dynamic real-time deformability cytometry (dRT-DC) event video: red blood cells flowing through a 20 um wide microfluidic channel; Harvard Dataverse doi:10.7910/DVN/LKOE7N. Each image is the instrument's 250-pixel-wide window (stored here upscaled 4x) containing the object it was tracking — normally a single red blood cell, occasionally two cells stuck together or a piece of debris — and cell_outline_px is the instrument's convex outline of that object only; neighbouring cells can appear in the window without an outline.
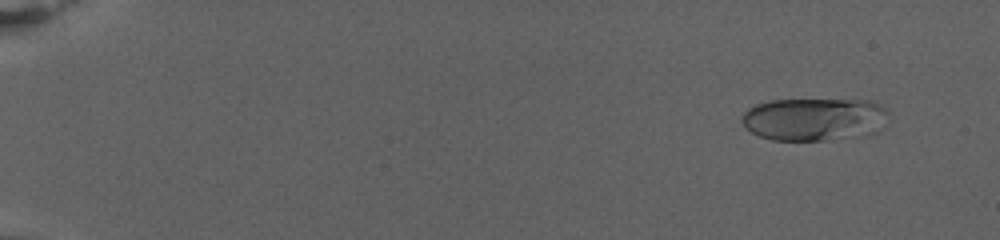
{"species": "human", "species_latin": "Homo sapiens", "temperature_condition": "warm", "stored_images_in_passage": 78, "camera_frame_rate_fps": 3000, "um_per_image_px": 0.085, "donor": {"sex": "female"}, "frame": {"image": 1, "passage_image": 7, "time_ms": 2.0, "image_size_px": [1000, 240], "cell_outline_px": [[888, 112], [876, 132], [856, 136], [824, 140], [772, 140], [760, 136], [744, 128], [740, 120], [740, 116], [748, 108], [756, 104], [772, 100], [872, 100], [880, 104]], "centroid_in_image_um": [69.13, 10.12], "position_along_channel_um": 15.9, "area_um2": 36.47}}
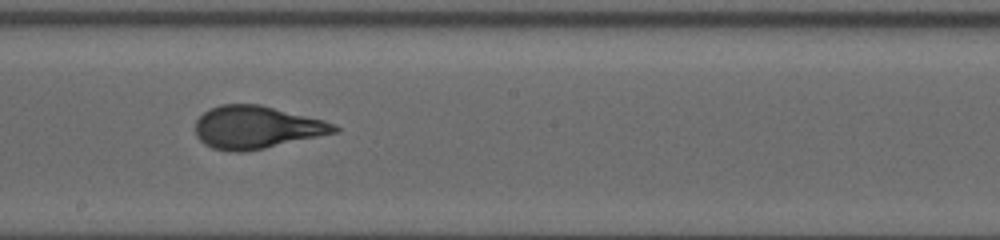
{"frame": {"image": 2, "passage_image": 47, "time_ms": 15.333, "image_size_px": [1000, 240], "cell_outline_px": [[340, 132], [264, 148], [244, 152], [228, 152], [212, 148], [204, 144], [196, 136], [196, 120], [204, 112], [220, 104], [260, 104], [324, 120], [340, 128]], "centroid_in_image_um": [21.8, 10.83], "position_along_channel_um": 226.4, "area_um2": 34.62}}
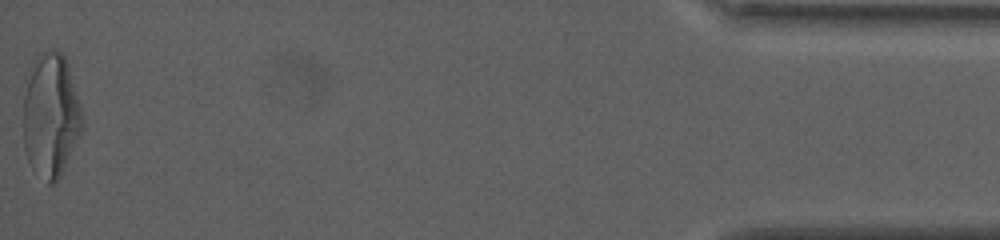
{"frame": {"image": 3, "passage_image": 78, "time_ms": 25.667, "image_size_px": [1000, 240], "cell_outline_px": [[84, 120], [80, 132], [60, 176], [56, 184], [48, 184], [28, 160], [24, 148], [24, 96], [28, 68], [32, 60], [36, 56], [48, 48], [52, 48], [60, 52], [64, 56], [68, 64]], "centroid_in_image_um": [4.3, 9.73], "position_along_channel_um": 430.9, "area_um2": 42.43}, "authors_computed_cell_mechanics": {"area_um2": 34.5355, "velocity_mm_per_s": 2.7724, "shape_relaxation_time_tau1_ms": 6.4759, "shape_relaxation_time_tau2_ms": null, "deformation_change_tau1": 0.2348, "deformation_change_tau2": null}}